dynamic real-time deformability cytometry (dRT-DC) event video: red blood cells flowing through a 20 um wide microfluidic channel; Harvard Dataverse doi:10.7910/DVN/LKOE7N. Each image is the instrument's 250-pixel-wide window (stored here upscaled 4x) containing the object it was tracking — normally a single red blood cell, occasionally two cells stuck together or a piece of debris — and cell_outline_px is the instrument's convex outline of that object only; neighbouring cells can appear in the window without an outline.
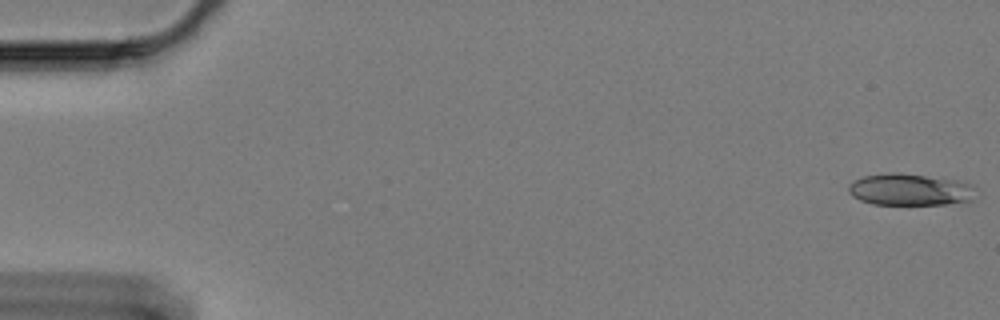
{"species": "Egyptian fruit bat (a non-hibernating species)", "species_latin": "Rousettus aegyptiacus", "temperature_condition": "cold", "stored_images_in_passage": 9, "camera_frame_rate_fps": 3000, "um_per_image_px": 0.085, "animal": {"sex": "female"}, "frame": {"image": 1, "passage_image": 1, "time_ms": 0.0, "image_size_px": [1000, 320], "cell_outline_px": [[976, 184], [972, 200], [968, 204], [872, 204], [860, 200], [852, 196], [848, 192], [848, 184], [852, 180], [864, 176], [888, 172], [900, 172], [960, 180]], "centroid_in_image_um": [77.41, 16.11], "position_along_channel_um": 7.6, "area_um2": 24.33}}